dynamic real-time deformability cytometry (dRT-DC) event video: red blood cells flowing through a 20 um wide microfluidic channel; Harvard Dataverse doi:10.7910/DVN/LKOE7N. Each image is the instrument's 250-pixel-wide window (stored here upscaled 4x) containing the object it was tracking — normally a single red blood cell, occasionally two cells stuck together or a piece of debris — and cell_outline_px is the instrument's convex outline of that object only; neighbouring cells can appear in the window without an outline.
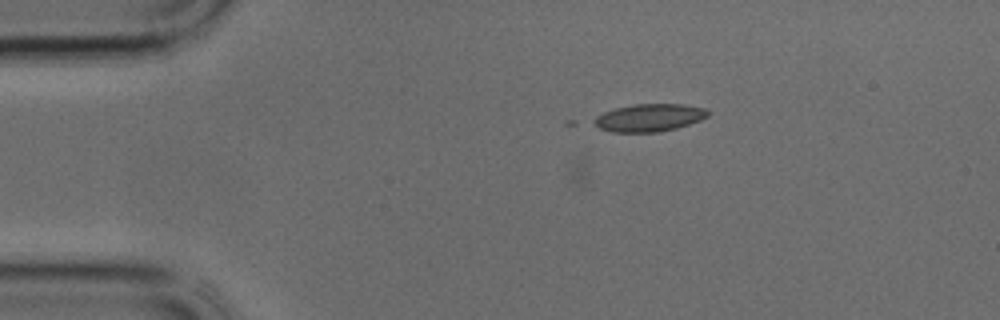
{"species": "common noctule bat (a hibernating species)", "species_latin": "Nyctalus noctula", "temperature_condition": "cold", "stored_images_in_passage": 3, "camera_frame_rate_fps": 3000, "um_per_image_px": 0.085, "animal": {"sex": "male", "body_mass_g": 17.9, "forearm_length_mm": 54.2}, "frame": {"image": 1, "passage_image": 3, "time_ms": 0.667, "image_size_px": [1000, 320], "cell_outline_px": [[712, 112], [708, 116], [700, 120], [676, 128], [660, 132], [612, 132], [600, 128], [592, 124], [588, 120], [604, 112], [616, 108], [636, 104], [684, 104], [704, 108]], "centroid_in_image_um": [55.16, 10.0], "position_along_channel_um": 29.8, "area_um2": 18.5}}